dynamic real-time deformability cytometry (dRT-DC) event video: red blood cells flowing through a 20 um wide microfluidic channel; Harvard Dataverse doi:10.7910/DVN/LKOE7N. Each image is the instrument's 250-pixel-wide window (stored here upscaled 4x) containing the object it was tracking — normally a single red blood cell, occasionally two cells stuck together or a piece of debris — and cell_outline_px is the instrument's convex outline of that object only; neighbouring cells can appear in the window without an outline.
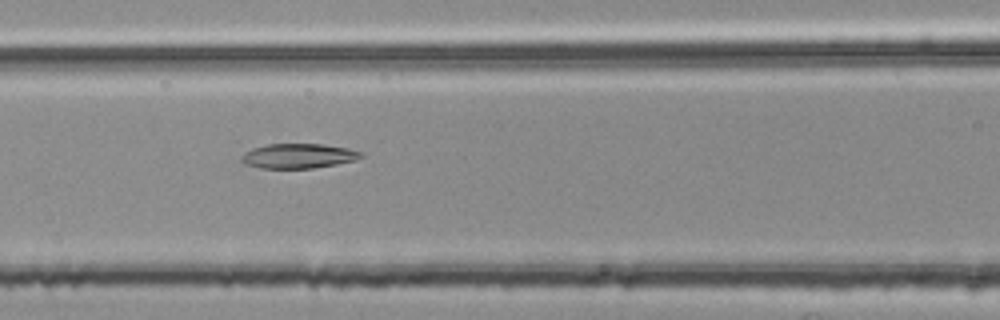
{"species": "common noctule bat (a hibernating species)", "species_latin": "Nyctalus noctula", "temperature_condition": "room temperature", "stored_images_in_passage": 37, "camera_frame_rate_fps": 3000, "um_per_image_px": 0.085, "animal": {"sex": "female", "body_mass_g": 25.1}, "frame": {"image": 1, "passage_image": 8, "time_ms": 2.333, "image_size_px": [1000, 320], "cell_outline_px": [[364, 156], [356, 160], [336, 164], [312, 168], [260, 168], [244, 164], [240, 160], [240, 156], [244, 152], [252, 148], [264, 144], [324, 144], [348, 148], [364, 152]], "centroid_in_image_um": [25.35, 13.25], "position_along_channel_um": 141.3, "area_um2": 17.46}}
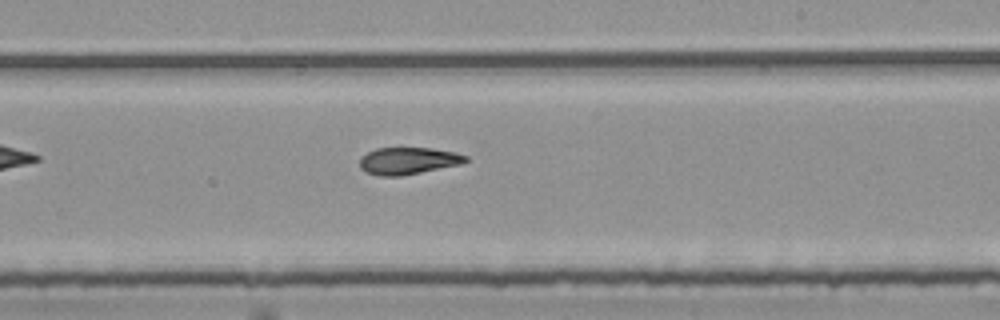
{"frame": {"image": 2, "passage_image": 17, "time_ms": 5.333, "image_size_px": [1000, 320], "cell_outline_px": [[468, 160], [460, 164], [400, 176], [380, 176], [368, 172], [360, 168], [360, 156], [376, 148], [432, 148], [456, 152], [468, 156]], "centroid_in_image_um": [34.69, 13.66], "position_along_channel_um": 254.3, "area_um2": 16.59}}
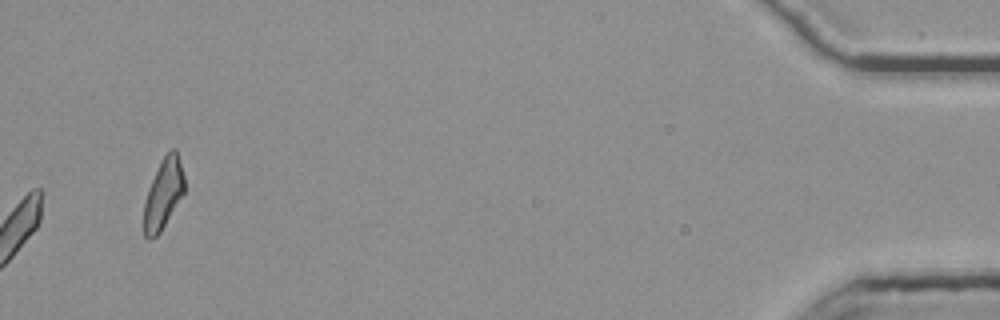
{"frame": {"image": 3, "passage_image": 37, "time_ms": 12.0, "image_size_px": [1000, 320], "cell_outline_px": [[184, 192], [160, 232], [152, 240], [148, 240], [144, 236], [144, 204], [148, 188], [164, 156], [172, 148], [176, 148], [184, 176]], "centroid_in_image_um": [13.87, 16.51], "position_along_channel_um": 421.3, "area_um2": 16.24}, "authors_computed_cell_mechanics": {"area_um2": 17.2822, "velocity_mm_per_s": 3.7781, "shape_relaxation_time_tau1_ms": null, "shape_relaxation_time_tau2_ms": 6.5209, "deformation_change_tau1": null, "deformation_change_tau2": 0.1436}}